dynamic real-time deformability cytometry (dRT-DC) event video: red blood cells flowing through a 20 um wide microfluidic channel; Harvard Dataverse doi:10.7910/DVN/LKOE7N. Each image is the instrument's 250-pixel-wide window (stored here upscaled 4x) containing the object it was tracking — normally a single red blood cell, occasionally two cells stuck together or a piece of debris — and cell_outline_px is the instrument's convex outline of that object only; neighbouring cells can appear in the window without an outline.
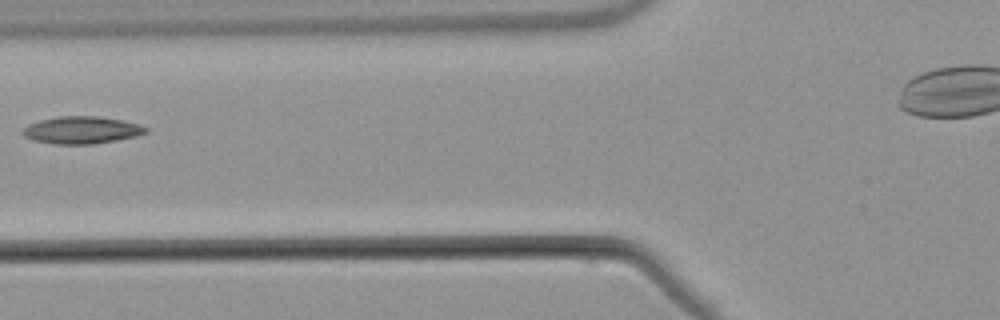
{"species": "common noctule bat (a hibernating species)", "species_latin": "Nyctalus noctula", "temperature_condition": "warm", "stored_images_in_passage": 4, "camera_frame_rate_fps": 3000, "um_per_image_px": 0.085, "animal": {"sex": "male", "body_mass_g": 21.5, "forearm_length_mm": 52.0}, "frame": {"image": 1, "passage_image": 2, "time_ms": 1.333, "image_size_px": [1000, 320], "cell_outline_px": [[148, 132], [136, 136], [116, 140], [92, 144], [56, 144], [32, 140], [24, 136], [20, 132], [28, 124], [40, 120], [56, 116], [96, 116], [120, 120], [140, 124], [148, 128]], "centroid_in_image_um": [6.92, 11.05], "position_along_channel_um": 118.9, "area_um2": 19.59}}
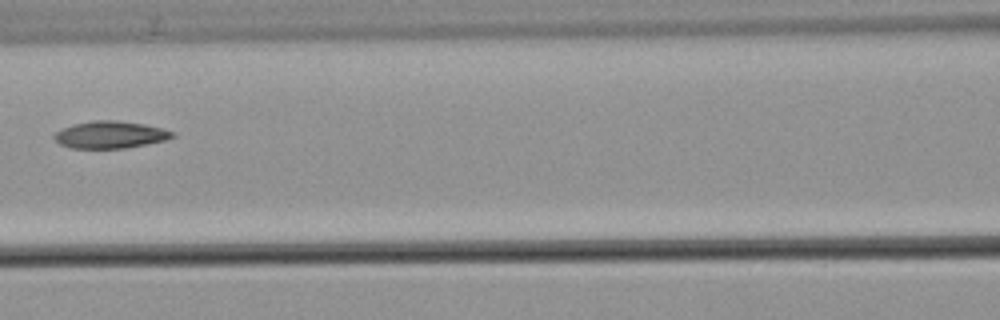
{"frame": {"image": 2, "passage_image": 3, "time_ms": 2.333, "image_size_px": [1000, 320], "cell_outline_px": [[176, 136], [164, 140], [124, 148], [72, 148], [60, 144], [52, 136], [56, 132], [72, 124], [92, 120], [116, 120], [144, 124], [164, 128], [176, 132]], "centroid_in_image_um": [9.39, 11.44], "position_along_channel_um": 157.2, "area_um2": 18.67}}